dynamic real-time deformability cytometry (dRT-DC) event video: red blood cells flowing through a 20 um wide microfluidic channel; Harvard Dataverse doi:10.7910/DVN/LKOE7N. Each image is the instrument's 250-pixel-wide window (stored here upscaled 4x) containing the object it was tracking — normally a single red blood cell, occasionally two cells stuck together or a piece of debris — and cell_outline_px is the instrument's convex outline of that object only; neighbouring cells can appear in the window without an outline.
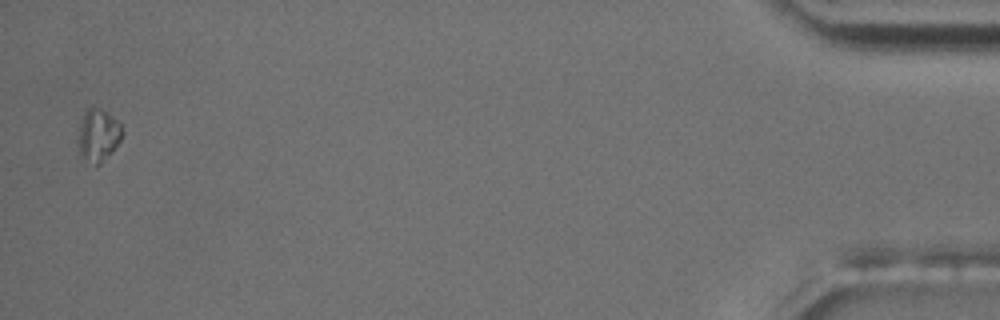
{"species": "common noctule bat (a hibernating species)", "species_latin": "Nyctalus noctula", "temperature_condition": "room temperature", "stored_images_in_passage": 15, "camera_frame_rate_fps": 3000, "um_per_image_px": 0.085, "animal": {"sex": "male", "body_mass_g": 17.5, "forearm_length_mm": 52.3}, "frame": {"image": 1, "passage_image": 15, "time_ms": 17.667, "image_size_px": [1000, 320], "cell_outline_px": [[124, 132], [120, 140], [112, 152], [100, 164], [96, 164], [80, 156], [80, 124], [84, 112], [88, 108], [100, 108], [112, 116], [120, 124]], "centroid_in_image_um": [8.39, 11.48], "position_along_channel_um": 426.8, "area_um2": 13.01}, "authors_computed_cell_mechanics": {"area_um2": 10.8664, "velocity_mm_per_s": 3.6363, "shape_relaxation_time_tau1_ms": 1.8939, "shape_relaxation_time_tau2_ms": null, "deformation_change_tau1": 0.0628, "deformation_change_tau2": null}}